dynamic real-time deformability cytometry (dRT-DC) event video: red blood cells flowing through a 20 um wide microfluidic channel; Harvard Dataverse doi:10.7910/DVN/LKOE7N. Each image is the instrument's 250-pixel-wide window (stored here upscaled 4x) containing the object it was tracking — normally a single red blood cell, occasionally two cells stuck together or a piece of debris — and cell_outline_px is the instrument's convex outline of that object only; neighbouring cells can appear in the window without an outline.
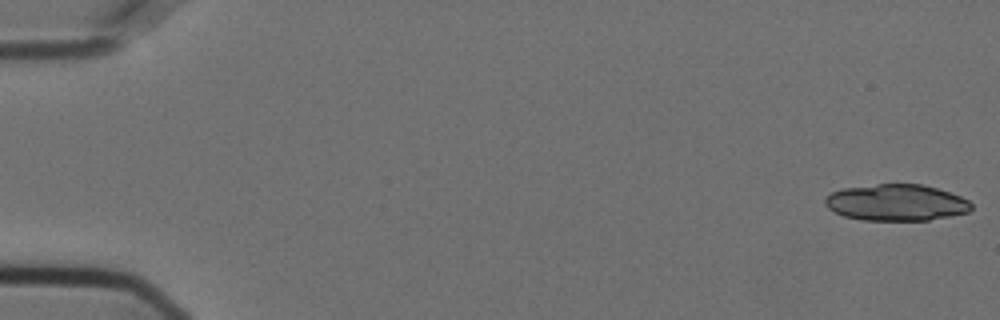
{"species": "Egyptian fruit bat (a non-hibernating species)", "species_latin": "Rousettus aegyptiacus", "temperature_condition": "cold", "stored_images_in_passage": 20, "camera_frame_rate_fps": 3000, "um_per_image_px": 0.085, "animal": {"sex": "female"}, "frame": {"image": 1, "passage_image": 1, "time_ms": 0.0, "image_size_px": [1000, 320], "cell_outline_px": [[972, 208], [968, 212], [928, 220], [864, 220], [844, 216], [828, 208], [824, 204], [824, 200], [832, 192], [844, 188], [876, 184], [924, 184], [960, 196], [968, 200], [972, 204]], "centroid_in_image_um": [76.18, 17.21], "position_along_channel_um": 8.8, "area_um2": 30.87}}